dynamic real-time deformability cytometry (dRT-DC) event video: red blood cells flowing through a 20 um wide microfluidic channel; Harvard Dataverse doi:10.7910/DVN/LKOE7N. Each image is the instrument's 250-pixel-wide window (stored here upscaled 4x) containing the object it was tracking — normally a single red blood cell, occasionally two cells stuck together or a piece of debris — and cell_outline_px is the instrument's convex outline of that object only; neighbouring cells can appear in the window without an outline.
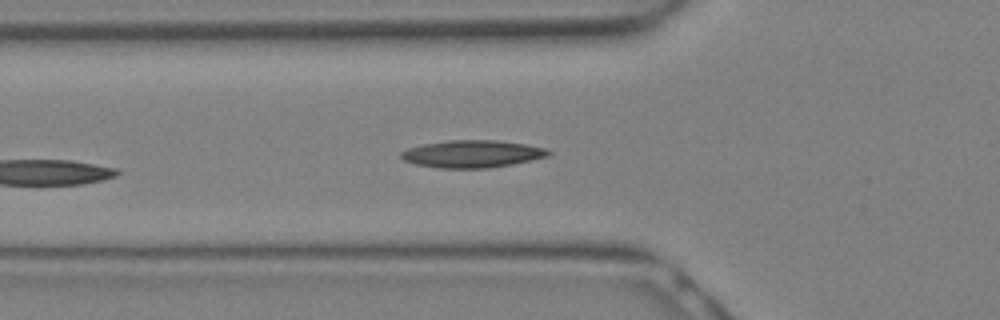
{"species": "Egyptian fruit bat (a non-hibernating species)", "species_latin": "Rousettus aegyptiacus", "temperature_condition": "warm", "stored_images_in_passage": 10, "camera_frame_rate_fps": 3000, "um_per_image_px": 0.085, "animal": {"sex": "female"}, "frame": {"image": 1, "passage_image": 10, "time_ms": 3.0, "image_size_px": [1000, 320], "cell_outline_px": [[552, 152], [548, 156], [532, 160], [512, 164], [488, 168], [440, 168], [416, 164], [404, 160], [400, 156], [400, 152], [408, 148], [420, 144], [448, 140], [496, 140], [524, 144], [548, 148]], "centroid_in_image_um": [40.14, 13.07], "position_along_channel_um": 85.7, "area_um2": 23.58}}